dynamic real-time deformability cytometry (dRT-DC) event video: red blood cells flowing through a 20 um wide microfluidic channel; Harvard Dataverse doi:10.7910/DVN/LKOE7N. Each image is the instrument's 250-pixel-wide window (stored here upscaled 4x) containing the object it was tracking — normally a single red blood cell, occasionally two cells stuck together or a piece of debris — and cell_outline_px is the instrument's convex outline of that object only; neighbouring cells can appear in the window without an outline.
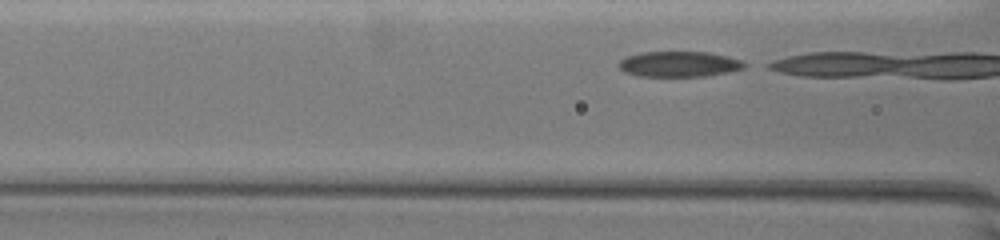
{"species": "common noctule bat (a hibernating species)", "species_latin": "Nyctalus noctula", "temperature_condition": "warm", "stored_images_in_passage": 5, "camera_frame_rate_fps": 3000, "um_per_image_px": 0.085, "animal": {"sex": "female", "body_mass_g": 19.5, "forearm_length_mm": 54.1}, "frame": {"image": 1, "passage_image": 4, "time_ms": 1.0, "image_size_px": [1000, 240], "cell_outline_px": [[748, 64], [744, 68], [728, 72], [704, 76], [640, 76], [624, 72], [616, 64], [620, 60], [628, 56], [640, 52], [708, 52], [728, 56], [740, 60]], "centroid_in_image_um": [57.72, 5.44], "position_along_channel_um": 108.9, "area_um2": 18.67}}